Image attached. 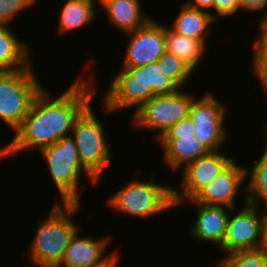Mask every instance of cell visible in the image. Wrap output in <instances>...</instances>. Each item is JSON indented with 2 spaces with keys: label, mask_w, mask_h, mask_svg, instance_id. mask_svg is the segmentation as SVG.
I'll use <instances>...</instances> for the list:
<instances>
[{
  "label": "cell",
  "mask_w": 267,
  "mask_h": 267,
  "mask_svg": "<svg viewBox=\"0 0 267 267\" xmlns=\"http://www.w3.org/2000/svg\"><path fill=\"white\" fill-rule=\"evenodd\" d=\"M60 95L52 96L43 88L36 96L30 112L22 125L0 149V160L8 156H16L24 150L43 148L57 143L61 138L70 136L76 120L92 104L95 96V78L81 75ZM94 78V79H93ZM70 133V134H69Z\"/></svg>",
  "instance_id": "1"
},
{
  "label": "cell",
  "mask_w": 267,
  "mask_h": 267,
  "mask_svg": "<svg viewBox=\"0 0 267 267\" xmlns=\"http://www.w3.org/2000/svg\"><path fill=\"white\" fill-rule=\"evenodd\" d=\"M161 71L158 61L140 67H122L105 92L103 109L112 114L132 107L133 117L151 97L178 92L181 87Z\"/></svg>",
  "instance_id": "2"
},
{
  "label": "cell",
  "mask_w": 267,
  "mask_h": 267,
  "mask_svg": "<svg viewBox=\"0 0 267 267\" xmlns=\"http://www.w3.org/2000/svg\"><path fill=\"white\" fill-rule=\"evenodd\" d=\"M56 200L46 219L39 221L28 257L37 267H58L71 238L80 230L72 216L80 212L81 203H59Z\"/></svg>",
  "instance_id": "3"
},
{
  "label": "cell",
  "mask_w": 267,
  "mask_h": 267,
  "mask_svg": "<svg viewBox=\"0 0 267 267\" xmlns=\"http://www.w3.org/2000/svg\"><path fill=\"white\" fill-rule=\"evenodd\" d=\"M49 168L54 186L61 196L59 203H81L80 176L90 180L91 185H97L98 180L81 164L77 146L70 136L61 138L57 143L47 146L39 151Z\"/></svg>",
  "instance_id": "4"
},
{
  "label": "cell",
  "mask_w": 267,
  "mask_h": 267,
  "mask_svg": "<svg viewBox=\"0 0 267 267\" xmlns=\"http://www.w3.org/2000/svg\"><path fill=\"white\" fill-rule=\"evenodd\" d=\"M131 179L106 201L109 208L119 213L149 219L175 208L172 185L155 183L154 180ZM108 202V203H107Z\"/></svg>",
  "instance_id": "5"
},
{
  "label": "cell",
  "mask_w": 267,
  "mask_h": 267,
  "mask_svg": "<svg viewBox=\"0 0 267 267\" xmlns=\"http://www.w3.org/2000/svg\"><path fill=\"white\" fill-rule=\"evenodd\" d=\"M35 69L0 71V120L16 132L30 112L36 96L44 88Z\"/></svg>",
  "instance_id": "6"
},
{
  "label": "cell",
  "mask_w": 267,
  "mask_h": 267,
  "mask_svg": "<svg viewBox=\"0 0 267 267\" xmlns=\"http://www.w3.org/2000/svg\"><path fill=\"white\" fill-rule=\"evenodd\" d=\"M96 115L90 105L76 120L70 135L77 146L81 164L100 182L113 156L105 126Z\"/></svg>",
  "instance_id": "7"
},
{
  "label": "cell",
  "mask_w": 267,
  "mask_h": 267,
  "mask_svg": "<svg viewBox=\"0 0 267 267\" xmlns=\"http://www.w3.org/2000/svg\"><path fill=\"white\" fill-rule=\"evenodd\" d=\"M195 98L194 93L184 88L170 95H155L131 117L130 123L139 130L156 132L153 139L158 141L168 129L189 116Z\"/></svg>",
  "instance_id": "8"
},
{
  "label": "cell",
  "mask_w": 267,
  "mask_h": 267,
  "mask_svg": "<svg viewBox=\"0 0 267 267\" xmlns=\"http://www.w3.org/2000/svg\"><path fill=\"white\" fill-rule=\"evenodd\" d=\"M242 203L244 206L240 212L232 208L228 218L226 236L219 248L226 254L261 249L262 246L265 211L261 212V208L264 206L248 203L247 199Z\"/></svg>",
  "instance_id": "9"
},
{
  "label": "cell",
  "mask_w": 267,
  "mask_h": 267,
  "mask_svg": "<svg viewBox=\"0 0 267 267\" xmlns=\"http://www.w3.org/2000/svg\"><path fill=\"white\" fill-rule=\"evenodd\" d=\"M218 100L212 91H206L203 97L195 98L189 117L193 121L198 139L211 152L221 150L229 132L224 126L227 106Z\"/></svg>",
  "instance_id": "10"
},
{
  "label": "cell",
  "mask_w": 267,
  "mask_h": 267,
  "mask_svg": "<svg viewBox=\"0 0 267 267\" xmlns=\"http://www.w3.org/2000/svg\"><path fill=\"white\" fill-rule=\"evenodd\" d=\"M210 152L195 161L189 163L181 171L180 190L173 188V200L175 207L183 205L191 200L200 190L210 184L220 175L236 158L227 156L224 151ZM182 190V191H181ZM186 200V201H185Z\"/></svg>",
  "instance_id": "11"
},
{
  "label": "cell",
  "mask_w": 267,
  "mask_h": 267,
  "mask_svg": "<svg viewBox=\"0 0 267 267\" xmlns=\"http://www.w3.org/2000/svg\"><path fill=\"white\" fill-rule=\"evenodd\" d=\"M125 34L130 39L121 67L145 66L157 62L166 52L165 24L153 17L135 31Z\"/></svg>",
  "instance_id": "12"
},
{
  "label": "cell",
  "mask_w": 267,
  "mask_h": 267,
  "mask_svg": "<svg viewBox=\"0 0 267 267\" xmlns=\"http://www.w3.org/2000/svg\"><path fill=\"white\" fill-rule=\"evenodd\" d=\"M246 167L237 163L236 159L210 184L200 190L191 200L193 203L221 205L237 208V198L244 194L247 199Z\"/></svg>",
  "instance_id": "13"
},
{
  "label": "cell",
  "mask_w": 267,
  "mask_h": 267,
  "mask_svg": "<svg viewBox=\"0 0 267 267\" xmlns=\"http://www.w3.org/2000/svg\"><path fill=\"white\" fill-rule=\"evenodd\" d=\"M79 230L71 238L63 260L58 267H118L119 252L105 251L109 247L110 235L104 239L80 237ZM118 263V264H117Z\"/></svg>",
  "instance_id": "14"
},
{
  "label": "cell",
  "mask_w": 267,
  "mask_h": 267,
  "mask_svg": "<svg viewBox=\"0 0 267 267\" xmlns=\"http://www.w3.org/2000/svg\"><path fill=\"white\" fill-rule=\"evenodd\" d=\"M197 219L190 226L193 240L211 243L220 248L223 245L228 218L232 208L221 205L194 203Z\"/></svg>",
  "instance_id": "15"
},
{
  "label": "cell",
  "mask_w": 267,
  "mask_h": 267,
  "mask_svg": "<svg viewBox=\"0 0 267 267\" xmlns=\"http://www.w3.org/2000/svg\"><path fill=\"white\" fill-rule=\"evenodd\" d=\"M157 143L163 152L162 161L174 172L211 152L196 138L159 139Z\"/></svg>",
  "instance_id": "16"
},
{
  "label": "cell",
  "mask_w": 267,
  "mask_h": 267,
  "mask_svg": "<svg viewBox=\"0 0 267 267\" xmlns=\"http://www.w3.org/2000/svg\"><path fill=\"white\" fill-rule=\"evenodd\" d=\"M31 52L30 46L18 38L10 25L0 24V71L28 68Z\"/></svg>",
  "instance_id": "17"
},
{
  "label": "cell",
  "mask_w": 267,
  "mask_h": 267,
  "mask_svg": "<svg viewBox=\"0 0 267 267\" xmlns=\"http://www.w3.org/2000/svg\"><path fill=\"white\" fill-rule=\"evenodd\" d=\"M216 21L212 13L191 8L182 3L175 20L169 25L174 31L186 37L201 40L207 46L208 35L212 33L210 28Z\"/></svg>",
  "instance_id": "18"
},
{
  "label": "cell",
  "mask_w": 267,
  "mask_h": 267,
  "mask_svg": "<svg viewBox=\"0 0 267 267\" xmlns=\"http://www.w3.org/2000/svg\"><path fill=\"white\" fill-rule=\"evenodd\" d=\"M140 0H110L104 8L110 25L123 33L135 31L151 17L146 16Z\"/></svg>",
  "instance_id": "19"
},
{
  "label": "cell",
  "mask_w": 267,
  "mask_h": 267,
  "mask_svg": "<svg viewBox=\"0 0 267 267\" xmlns=\"http://www.w3.org/2000/svg\"><path fill=\"white\" fill-rule=\"evenodd\" d=\"M165 25L166 52L183 61L193 72L206 53V46L201 40L186 37Z\"/></svg>",
  "instance_id": "20"
},
{
  "label": "cell",
  "mask_w": 267,
  "mask_h": 267,
  "mask_svg": "<svg viewBox=\"0 0 267 267\" xmlns=\"http://www.w3.org/2000/svg\"><path fill=\"white\" fill-rule=\"evenodd\" d=\"M95 5L90 0H67L59 16V32L64 34L87 26L100 10Z\"/></svg>",
  "instance_id": "21"
},
{
  "label": "cell",
  "mask_w": 267,
  "mask_h": 267,
  "mask_svg": "<svg viewBox=\"0 0 267 267\" xmlns=\"http://www.w3.org/2000/svg\"><path fill=\"white\" fill-rule=\"evenodd\" d=\"M267 139V131L265 132ZM264 152L260 158L254 163L251 168H246L247 181V201L251 204L267 206V140L264 147ZM250 171H249V170ZM250 177V178H249ZM262 203V204H261ZM264 203V204H263Z\"/></svg>",
  "instance_id": "22"
},
{
  "label": "cell",
  "mask_w": 267,
  "mask_h": 267,
  "mask_svg": "<svg viewBox=\"0 0 267 267\" xmlns=\"http://www.w3.org/2000/svg\"><path fill=\"white\" fill-rule=\"evenodd\" d=\"M217 261L215 267H267V253L262 249L238 251Z\"/></svg>",
  "instance_id": "23"
},
{
  "label": "cell",
  "mask_w": 267,
  "mask_h": 267,
  "mask_svg": "<svg viewBox=\"0 0 267 267\" xmlns=\"http://www.w3.org/2000/svg\"><path fill=\"white\" fill-rule=\"evenodd\" d=\"M158 63L161 72L172 78L181 88L186 86V82H189L193 73L195 74L183 61L168 52L162 55Z\"/></svg>",
  "instance_id": "24"
},
{
  "label": "cell",
  "mask_w": 267,
  "mask_h": 267,
  "mask_svg": "<svg viewBox=\"0 0 267 267\" xmlns=\"http://www.w3.org/2000/svg\"><path fill=\"white\" fill-rule=\"evenodd\" d=\"M259 35L256 36L253 49L252 69L254 76L260 81L261 86L267 82V34H264L259 28Z\"/></svg>",
  "instance_id": "25"
},
{
  "label": "cell",
  "mask_w": 267,
  "mask_h": 267,
  "mask_svg": "<svg viewBox=\"0 0 267 267\" xmlns=\"http://www.w3.org/2000/svg\"><path fill=\"white\" fill-rule=\"evenodd\" d=\"M37 0H0V24H10L18 13L35 6Z\"/></svg>",
  "instance_id": "26"
},
{
  "label": "cell",
  "mask_w": 267,
  "mask_h": 267,
  "mask_svg": "<svg viewBox=\"0 0 267 267\" xmlns=\"http://www.w3.org/2000/svg\"><path fill=\"white\" fill-rule=\"evenodd\" d=\"M195 134V125L188 116L168 129L160 139L195 138Z\"/></svg>",
  "instance_id": "27"
},
{
  "label": "cell",
  "mask_w": 267,
  "mask_h": 267,
  "mask_svg": "<svg viewBox=\"0 0 267 267\" xmlns=\"http://www.w3.org/2000/svg\"><path fill=\"white\" fill-rule=\"evenodd\" d=\"M239 10H240V0L213 1L214 12L212 13V15L217 21L226 17H231L232 15L235 16Z\"/></svg>",
  "instance_id": "28"
},
{
  "label": "cell",
  "mask_w": 267,
  "mask_h": 267,
  "mask_svg": "<svg viewBox=\"0 0 267 267\" xmlns=\"http://www.w3.org/2000/svg\"><path fill=\"white\" fill-rule=\"evenodd\" d=\"M267 8V0H240V10L251 12H258L262 16ZM263 12V13H262Z\"/></svg>",
  "instance_id": "29"
},
{
  "label": "cell",
  "mask_w": 267,
  "mask_h": 267,
  "mask_svg": "<svg viewBox=\"0 0 267 267\" xmlns=\"http://www.w3.org/2000/svg\"><path fill=\"white\" fill-rule=\"evenodd\" d=\"M214 0H186L183 2L186 6L197 8L212 13Z\"/></svg>",
  "instance_id": "30"
},
{
  "label": "cell",
  "mask_w": 267,
  "mask_h": 267,
  "mask_svg": "<svg viewBox=\"0 0 267 267\" xmlns=\"http://www.w3.org/2000/svg\"><path fill=\"white\" fill-rule=\"evenodd\" d=\"M265 208V218H264V225H263V242L261 249L267 253V206Z\"/></svg>",
  "instance_id": "31"
},
{
  "label": "cell",
  "mask_w": 267,
  "mask_h": 267,
  "mask_svg": "<svg viewBox=\"0 0 267 267\" xmlns=\"http://www.w3.org/2000/svg\"><path fill=\"white\" fill-rule=\"evenodd\" d=\"M264 34H267V10L266 12L260 17L257 26Z\"/></svg>",
  "instance_id": "32"
},
{
  "label": "cell",
  "mask_w": 267,
  "mask_h": 267,
  "mask_svg": "<svg viewBox=\"0 0 267 267\" xmlns=\"http://www.w3.org/2000/svg\"><path fill=\"white\" fill-rule=\"evenodd\" d=\"M263 92H265V95H267V82L263 85ZM266 100H267V96H266ZM267 123V122H266ZM265 123V127H264V131H267V124Z\"/></svg>",
  "instance_id": "33"
},
{
  "label": "cell",
  "mask_w": 267,
  "mask_h": 267,
  "mask_svg": "<svg viewBox=\"0 0 267 267\" xmlns=\"http://www.w3.org/2000/svg\"><path fill=\"white\" fill-rule=\"evenodd\" d=\"M101 6L105 5L110 0H97Z\"/></svg>",
  "instance_id": "34"
}]
</instances>
